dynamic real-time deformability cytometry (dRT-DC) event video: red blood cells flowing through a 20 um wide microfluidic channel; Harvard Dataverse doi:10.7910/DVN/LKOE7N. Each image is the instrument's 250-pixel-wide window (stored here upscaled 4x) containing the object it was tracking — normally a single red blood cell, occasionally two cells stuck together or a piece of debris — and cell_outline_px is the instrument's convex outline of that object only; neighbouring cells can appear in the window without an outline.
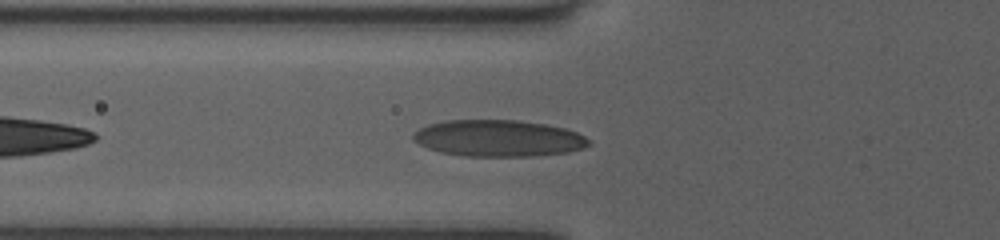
{"species": "human", "species_latin": "Homo sapiens", "temperature_condition": "room temperature", "stored_images_in_passage": 35, "camera_frame_rate_fps": 3000, "um_per_image_px": 0.085, "donor": {"sex": "female"}, "frame": {"image": 1, "passage_image": 5, "time_ms": 1.333, "image_size_px": [1000, 240], "cell_outline_px": [[592, 144], [584, 148], [568, 152], [536, 156], [464, 156], [440, 152], [428, 148], [412, 140], [412, 136], [420, 128], [428, 124], [448, 120], [520, 120], [544, 124], [564, 128], [576, 132], [592, 140]], "centroid_in_image_um": [42.4, 11.75], "position_along_channel_um": 83.4, "area_um2": 37.57}}
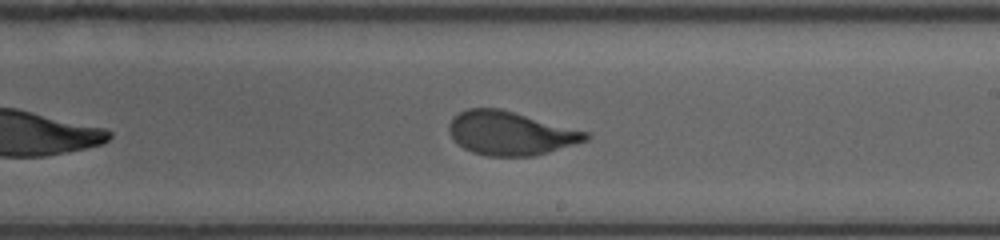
{"frame": {"image": 2, "passage_image": 17, "time_ms": 5.333, "image_size_px": [1000, 240], "cell_outline_px": [[592, 136], [588, 140], [548, 152], [532, 156], [488, 156], [472, 152], [464, 148], [452, 136], [448, 128], [448, 124], [452, 116], [468, 108], [500, 108], [588, 132]], "centroid_in_image_um": [43.38, 11.32], "position_along_channel_um": 245.6, "area_um2": 34.62}}
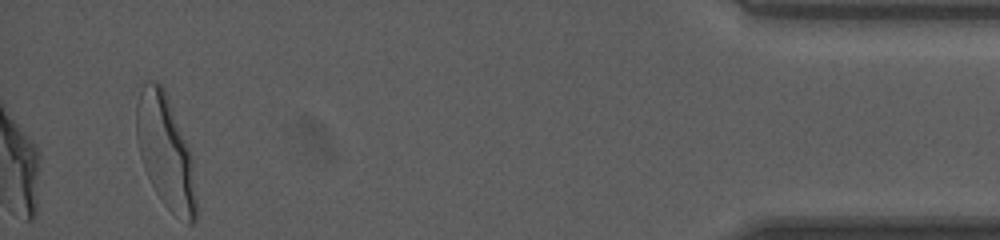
{"frame": {"image": 3, "passage_image": 35, "time_ms": 11.333, "image_size_px": [1000, 240], "cell_outline_px": [[196, 224], [188, 224], [172, 212], [164, 204], [156, 192], [144, 168], [140, 156], [136, 140], [136, 104], [144, 80], [152, 80], [160, 84], [164, 88], [188, 148], [196, 200]], "centroid_in_image_um": [14.02, 12.89], "position_along_channel_um": 421.2, "area_um2": 38.49}, "authors_computed_cell_mechanics": {"area_um2": 35.547, "velocity_mm_per_s": 4.0347, "shape_relaxation_time_tau1_ms": 3.3861, "shape_relaxation_time_tau2_ms": null, "deformation_change_tau1": 0.1695, "deformation_change_tau2": null}}